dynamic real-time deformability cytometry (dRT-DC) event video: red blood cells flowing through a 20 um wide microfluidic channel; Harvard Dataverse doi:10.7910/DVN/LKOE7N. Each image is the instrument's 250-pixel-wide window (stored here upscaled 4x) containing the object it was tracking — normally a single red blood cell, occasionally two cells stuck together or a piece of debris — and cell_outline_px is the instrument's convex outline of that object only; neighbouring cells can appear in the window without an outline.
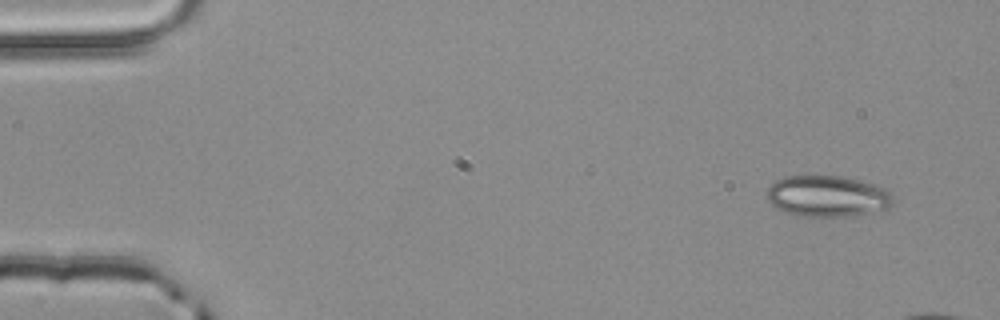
{"species": "common noctule bat (a hibernating species)", "species_latin": "Nyctalus noctula", "temperature_condition": "room temperature", "stored_images_in_passage": 3, "camera_frame_rate_fps": 3000, "um_per_image_px": 0.085, "animal": {"sex": "male", "body_mass_g": 20.4}, "frame": {"image": 1, "passage_image": 1, "time_ms": 0.0, "image_size_px": [1000, 320], "cell_outline_px": [[892, 204], [888, 208], [880, 212], [856, 216], [800, 216], [784, 212], [776, 208], [768, 200], [768, 188], [776, 180], [788, 176], [840, 176], [876, 184], [888, 188], [892, 192]], "centroid_in_image_um": [70.4, 16.69], "position_along_channel_um": 14.6, "area_um2": 30.63}}